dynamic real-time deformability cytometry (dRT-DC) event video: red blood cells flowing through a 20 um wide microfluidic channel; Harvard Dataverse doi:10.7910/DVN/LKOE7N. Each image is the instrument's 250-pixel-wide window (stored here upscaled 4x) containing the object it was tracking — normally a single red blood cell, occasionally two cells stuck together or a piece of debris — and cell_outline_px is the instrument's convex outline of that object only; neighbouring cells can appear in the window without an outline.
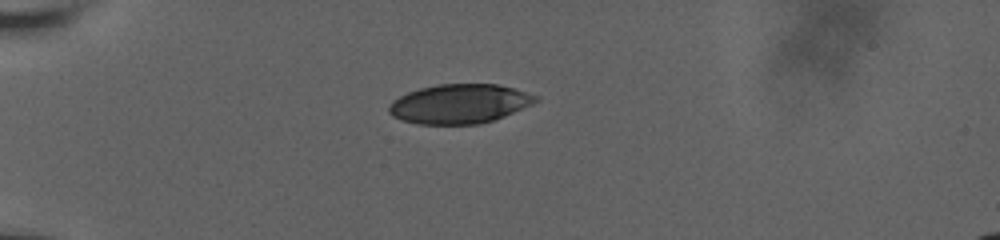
{"species": "human", "species_latin": "Homo sapiens", "temperature_condition": "room temperature", "stored_images_in_passage": 4, "camera_frame_rate_fps": 3000, "um_per_image_px": 0.085, "donor": {"sex": "male"}, "frame": {"image": 1, "passage_image": 1, "time_ms": 0.0, "image_size_px": [1000, 240], "cell_outline_px": [[540, 100], [532, 104], [504, 116], [480, 124], [416, 124], [392, 116], [388, 112], [388, 108], [392, 100], [408, 92], [420, 88], [440, 84], [496, 84], [516, 88], [540, 96]], "centroid_in_image_um": [39.08, 8.82], "position_along_channel_um": 45.9, "area_um2": 33.7}}
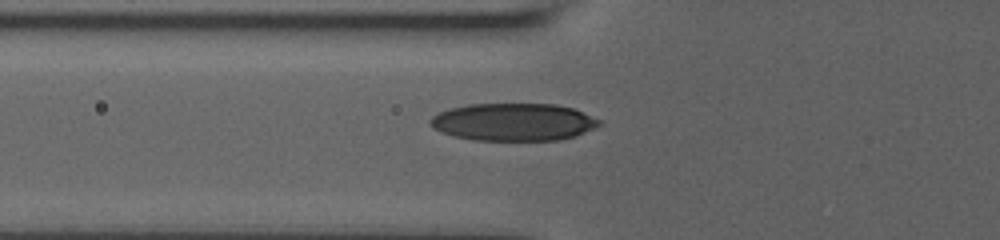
{"frame": {"image": 2, "passage_image": 4, "time_ms": 2.0, "image_size_px": [1000, 240], "cell_outline_px": [[604, 124], [584, 132], [572, 136], [556, 140], [476, 140], [456, 136], [432, 128], [428, 124], [428, 120], [432, 116], [440, 112], [452, 108], [468, 104], [556, 104], [572, 108], [600, 120]], "centroid_in_image_um": [43.63, 10.36], "position_along_channel_um": 82.2, "area_um2": 36.7}}